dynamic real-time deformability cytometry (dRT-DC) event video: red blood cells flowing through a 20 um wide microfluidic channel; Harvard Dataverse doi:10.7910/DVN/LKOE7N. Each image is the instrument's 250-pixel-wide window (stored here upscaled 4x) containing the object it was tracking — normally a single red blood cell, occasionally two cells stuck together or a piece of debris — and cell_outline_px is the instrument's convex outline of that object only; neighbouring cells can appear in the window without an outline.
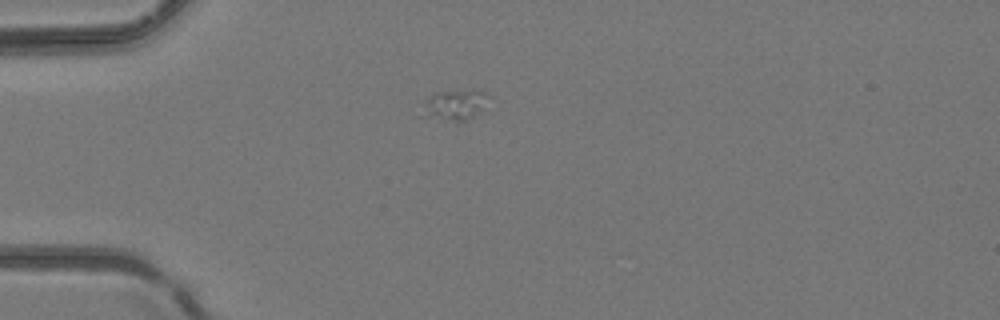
{"species": "common noctule bat (a hibernating species)", "species_latin": "Nyctalus noctula", "temperature_condition": "room temperature", "stored_images_in_passage": 2, "camera_frame_rate_fps": 3000, "um_per_image_px": 0.085, "animal": {"sex": "female", "body_mass_g": 24.6, "forearm_length_mm": 56.2}, "frame": {"image": 1, "passage_image": 1, "time_ms": 0.0, "image_size_px": [1000, 320], "cell_outline_px": [[488, 96], [480, 108], [472, 116], [464, 120], [456, 120], [416, 116], [428, 100], [436, 92], [472, 88], [484, 92]], "centroid_in_image_um": [38.57, 8.88], "position_along_channel_um": 46.4, "area_um2": 11.39}}